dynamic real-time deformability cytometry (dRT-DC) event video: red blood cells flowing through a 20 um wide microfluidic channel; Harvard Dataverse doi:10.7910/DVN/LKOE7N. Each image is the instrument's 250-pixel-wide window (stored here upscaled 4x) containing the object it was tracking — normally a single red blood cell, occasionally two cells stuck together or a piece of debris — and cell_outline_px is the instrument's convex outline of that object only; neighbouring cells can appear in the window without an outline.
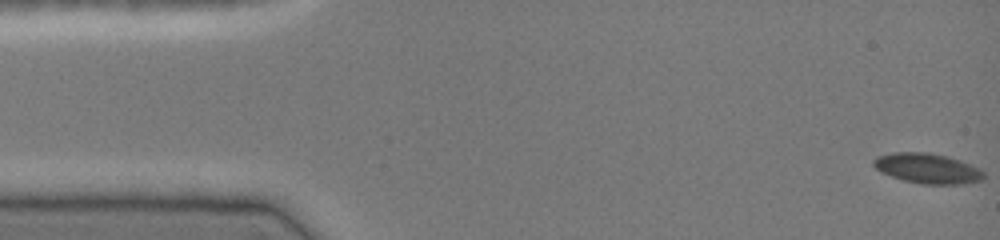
{"species": "common noctule bat (a hibernating species)", "species_latin": "Nyctalus noctula", "temperature_condition": "cold", "stored_images_in_passage": 8, "camera_frame_rate_fps": 3000, "um_per_image_px": 0.085, "animal": {"sex": "female", "body_mass_g": 19.0, "forearm_length_mm": 51.5}, "frame": {"image": 1, "passage_image": 1, "time_ms": 0.0, "image_size_px": [1000, 240], "cell_outline_px": [[984, 180], [960, 184], [920, 184], [904, 180], [880, 172], [872, 164], [872, 160], [876, 156], [892, 152], [928, 152], [948, 156], [960, 160], [980, 168], [984, 172]], "centroid_in_image_um": [78.83, 14.3], "position_along_channel_um": 6.2, "area_um2": 19.54}}
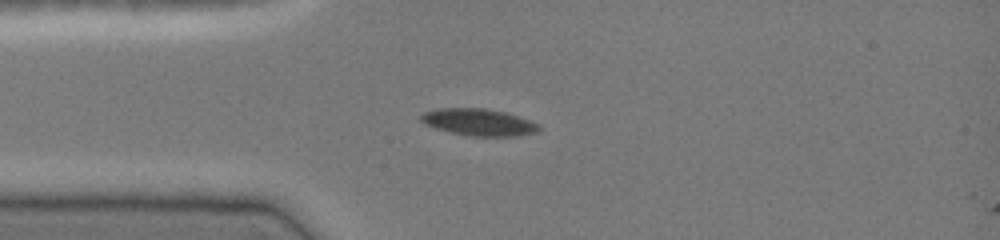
{"frame": {"image": 2, "passage_image": 7, "time_ms": 2.0, "image_size_px": [1000, 240], "cell_outline_px": [[540, 128], [536, 132], [516, 136], [472, 136], [448, 132], [424, 124], [420, 120], [420, 116], [424, 112], [436, 108], [484, 108], [504, 112], [540, 124]], "centroid_in_image_um": [40.65, 10.39], "position_along_channel_um": 44.4, "area_um2": 18.44}}